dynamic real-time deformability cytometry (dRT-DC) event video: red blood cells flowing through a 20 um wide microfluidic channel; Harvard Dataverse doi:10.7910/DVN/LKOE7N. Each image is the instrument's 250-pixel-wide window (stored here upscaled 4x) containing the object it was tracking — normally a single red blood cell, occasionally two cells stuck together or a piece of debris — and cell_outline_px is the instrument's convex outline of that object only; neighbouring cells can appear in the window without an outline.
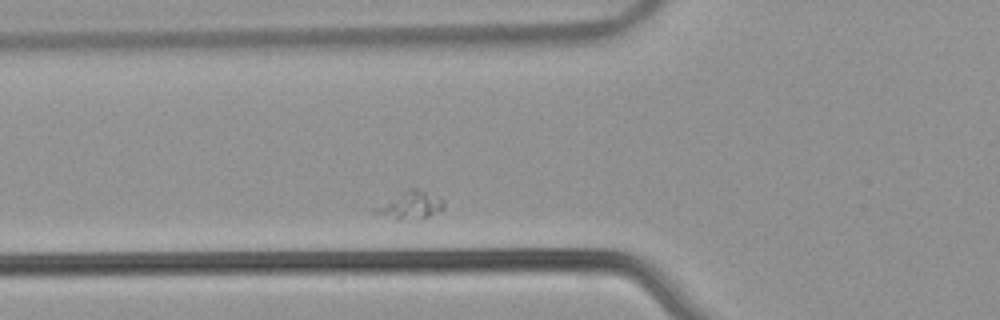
{"species": "common noctule bat (a hibernating species)", "species_latin": "Nyctalus noctula", "temperature_condition": "warm", "stored_images_in_passage": 29, "camera_frame_rate_fps": 3000, "um_per_image_px": 0.085, "animal": {"sex": "male", "body_mass_g": 21.5, "forearm_length_mm": 52.0}, "frame": {"image": 1, "passage_image": 5, "time_ms": 1.333, "image_size_px": [1000, 320], "cell_outline_px": [[444, 208], [440, 212], [428, 216], [400, 220], [396, 220], [372, 212], [372, 208], [400, 192], [412, 188], [416, 188], [444, 200]], "centroid_in_image_um": [34.84, 17.45], "position_along_channel_um": 91.0, "area_um2": 10.92}}
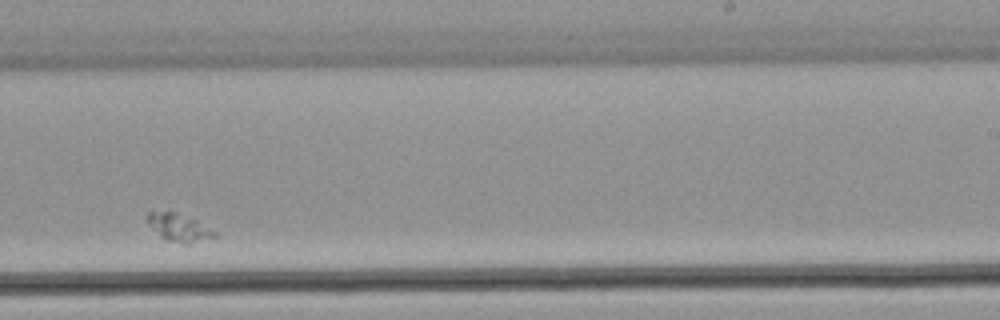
{"frame": {"image": 2, "passage_image": 21, "time_ms": 6.667, "image_size_px": [1000, 320], "cell_outline_px": [[216, 236], [184, 244], [168, 240], [160, 236], [144, 220], [144, 216], [148, 212], [176, 212], [196, 220], [216, 232]], "centroid_in_image_um": [15.13, 19.32], "position_along_channel_um": 273.9, "area_um2": 10.64}}
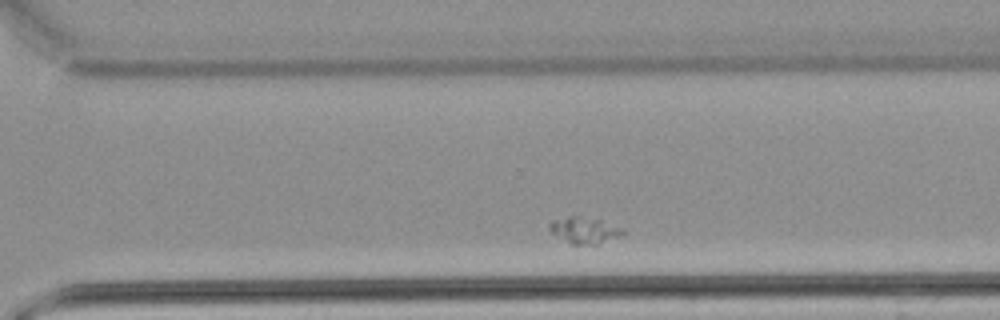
{"frame": {"image": 3, "passage_image": 25, "time_ms": 8.0, "image_size_px": [1000, 320], "cell_outline_px": [[624, 236], [596, 244], [572, 244], [552, 232], [548, 228], [548, 224], [552, 220], [568, 216], [576, 216], [600, 220], [620, 228], [624, 232]], "centroid_in_image_um": [49.67, 19.57], "position_along_channel_um": 320.9, "area_um2": 10.98}}